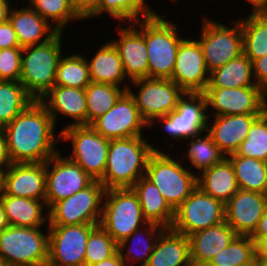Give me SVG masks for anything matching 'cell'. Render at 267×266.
Segmentation results:
<instances>
[{
    "mask_svg": "<svg viewBox=\"0 0 267 266\" xmlns=\"http://www.w3.org/2000/svg\"><path fill=\"white\" fill-rule=\"evenodd\" d=\"M9 225L7 216L5 214L4 208L2 206V203L0 201V233L6 229Z\"/></svg>",
    "mask_w": 267,
    "mask_h": 266,
    "instance_id": "54",
    "label": "cell"
},
{
    "mask_svg": "<svg viewBox=\"0 0 267 266\" xmlns=\"http://www.w3.org/2000/svg\"><path fill=\"white\" fill-rule=\"evenodd\" d=\"M246 2H249L251 6V13H260L264 8L266 4V0H246Z\"/></svg>",
    "mask_w": 267,
    "mask_h": 266,
    "instance_id": "53",
    "label": "cell"
},
{
    "mask_svg": "<svg viewBox=\"0 0 267 266\" xmlns=\"http://www.w3.org/2000/svg\"><path fill=\"white\" fill-rule=\"evenodd\" d=\"M35 99L19 81L0 80V129L8 125Z\"/></svg>",
    "mask_w": 267,
    "mask_h": 266,
    "instance_id": "37",
    "label": "cell"
},
{
    "mask_svg": "<svg viewBox=\"0 0 267 266\" xmlns=\"http://www.w3.org/2000/svg\"><path fill=\"white\" fill-rule=\"evenodd\" d=\"M87 59L91 82L111 84L128 90L131 81L126 77L118 50L109 40ZM127 80V81H126ZM128 84H127V83Z\"/></svg>",
    "mask_w": 267,
    "mask_h": 266,
    "instance_id": "26",
    "label": "cell"
},
{
    "mask_svg": "<svg viewBox=\"0 0 267 266\" xmlns=\"http://www.w3.org/2000/svg\"><path fill=\"white\" fill-rule=\"evenodd\" d=\"M256 266H267V261L256 260Z\"/></svg>",
    "mask_w": 267,
    "mask_h": 266,
    "instance_id": "56",
    "label": "cell"
},
{
    "mask_svg": "<svg viewBox=\"0 0 267 266\" xmlns=\"http://www.w3.org/2000/svg\"><path fill=\"white\" fill-rule=\"evenodd\" d=\"M61 141H71L72 153L67 157L78 164L94 180L104 176L110 140L90 125L71 126L60 131Z\"/></svg>",
    "mask_w": 267,
    "mask_h": 266,
    "instance_id": "11",
    "label": "cell"
},
{
    "mask_svg": "<svg viewBox=\"0 0 267 266\" xmlns=\"http://www.w3.org/2000/svg\"><path fill=\"white\" fill-rule=\"evenodd\" d=\"M106 139L145 136L148 124L142 119L134 98L125 91L114 106L90 125Z\"/></svg>",
    "mask_w": 267,
    "mask_h": 266,
    "instance_id": "17",
    "label": "cell"
},
{
    "mask_svg": "<svg viewBox=\"0 0 267 266\" xmlns=\"http://www.w3.org/2000/svg\"><path fill=\"white\" fill-rule=\"evenodd\" d=\"M250 237L255 243L258 240L267 237V209L259 220L257 228L254 230Z\"/></svg>",
    "mask_w": 267,
    "mask_h": 266,
    "instance_id": "49",
    "label": "cell"
},
{
    "mask_svg": "<svg viewBox=\"0 0 267 266\" xmlns=\"http://www.w3.org/2000/svg\"><path fill=\"white\" fill-rule=\"evenodd\" d=\"M74 10L84 20L90 17L99 9L100 0H71Z\"/></svg>",
    "mask_w": 267,
    "mask_h": 266,
    "instance_id": "46",
    "label": "cell"
},
{
    "mask_svg": "<svg viewBox=\"0 0 267 266\" xmlns=\"http://www.w3.org/2000/svg\"><path fill=\"white\" fill-rule=\"evenodd\" d=\"M164 229L165 227L162 225L148 223L122 240L118 244V252L125 266H135L136 264L146 266L157 239Z\"/></svg>",
    "mask_w": 267,
    "mask_h": 266,
    "instance_id": "29",
    "label": "cell"
},
{
    "mask_svg": "<svg viewBox=\"0 0 267 266\" xmlns=\"http://www.w3.org/2000/svg\"><path fill=\"white\" fill-rule=\"evenodd\" d=\"M150 7L146 0H100L99 9L90 18L108 14L119 23H133L155 17L158 13Z\"/></svg>",
    "mask_w": 267,
    "mask_h": 266,
    "instance_id": "36",
    "label": "cell"
},
{
    "mask_svg": "<svg viewBox=\"0 0 267 266\" xmlns=\"http://www.w3.org/2000/svg\"><path fill=\"white\" fill-rule=\"evenodd\" d=\"M257 86L253 63L244 54L210 72L206 88H241Z\"/></svg>",
    "mask_w": 267,
    "mask_h": 266,
    "instance_id": "32",
    "label": "cell"
},
{
    "mask_svg": "<svg viewBox=\"0 0 267 266\" xmlns=\"http://www.w3.org/2000/svg\"><path fill=\"white\" fill-rule=\"evenodd\" d=\"M21 48L9 19L0 24V49Z\"/></svg>",
    "mask_w": 267,
    "mask_h": 266,
    "instance_id": "45",
    "label": "cell"
},
{
    "mask_svg": "<svg viewBox=\"0 0 267 266\" xmlns=\"http://www.w3.org/2000/svg\"><path fill=\"white\" fill-rule=\"evenodd\" d=\"M160 14L144 19V39L148 53V78L171 79L177 50L185 39L177 24Z\"/></svg>",
    "mask_w": 267,
    "mask_h": 266,
    "instance_id": "5",
    "label": "cell"
},
{
    "mask_svg": "<svg viewBox=\"0 0 267 266\" xmlns=\"http://www.w3.org/2000/svg\"><path fill=\"white\" fill-rule=\"evenodd\" d=\"M239 189L267 194V162L240 155H228Z\"/></svg>",
    "mask_w": 267,
    "mask_h": 266,
    "instance_id": "33",
    "label": "cell"
},
{
    "mask_svg": "<svg viewBox=\"0 0 267 266\" xmlns=\"http://www.w3.org/2000/svg\"><path fill=\"white\" fill-rule=\"evenodd\" d=\"M132 86L139 90L138 93L137 90L135 92L132 89ZM127 91L134 98L139 113L147 124L175 110L180 98L185 94L171 79L160 78L133 80Z\"/></svg>",
    "mask_w": 267,
    "mask_h": 266,
    "instance_id": "12",
    "label": "cell"
},
{
    "mask_svg": "<svg viewBox=\"0 0 267 266\" xmlns=\"http://www.w3.org/2000/svg\"><path fill=\"white\" fill-rule=\"evenodd\" d=\"M12 7V3L0 2V24L9 19V13Z\"/></svg>",
    "mask_w": 267,
    "mask_h": 266,
    "instance_id": "52",
    "label": "cell"
},
{
    "mask_svg": "<svg viewBox=\"0 0 267 266\" xmlns=\"http://www.w3.org/2000/svg\"><path fill=\"white\" fill-rule=\"evenodd\" d=\"M144 137L110 140L104 176L99 180L105 189L131 188L146 174L150 156L155 151H166Z\"/></svg>",
    "mask_w": 267,
    "mask_h": 266,
    "instance_id": "2",
    "label": "cell"
},
{
    "mask_svg": "<svg viewBox=\"0 0 267 266\" xmlns=\"http://www.w3.org/2000/svg\"><path fill=\"white\" fill-rule=\"evenodd\" d=\"M209 110L204 93L185 92L180 98L175 110L165 116L153 119L148 124V127L152 128L155 123L157 125L160 124L159 126L163 128H161V132H166L167 138L170 137L171 143L168 145L173 149L176 140L177 142L180 140L184 143V140H188L207 131V112ZM154 121L156 122L154 123Z\"/></svg>",
    "mask_w": 267,
    "mask_h": 266,
    "instance_id": "7",
    "label": "cell"
},
{
    "mask_svg": "<svg viewBox=\"0 0 267 266\" xmlns=\"http://www.w3.org/2000/svg\"><path fill=\"white\" fill-rule=\"evenodd\" d=\"M236 236V232L226 221L187 236L192 266L210 263Z\"/></svg>",
    "mask_w": 267,
    "mask_h": 266,
    "instance_id": "25",
    "label": "cell"
},
{
    "mask_svg": "<svg viewBox=\"0 0 267 266\" xmlns=\"http://www.w3.org/2000/svg\"><path fill=\"white\" fill-rule=\"evenodd\" d=\"M203 93L211 109L208 116L263 114L267 110V94L259 86L206 88Z\"/></svg>",
    "mask_w": 267,
    "mask_h": 266,
    "instance_id": "16",
    "label": "cell"
},
{
    "mask_svg": "<svg viewBox=\"0 0 267 266\" xmlns=\"http://www.w3.org/2000/svg\"><path fill=\"white\" fill-rule=\"evenodd\" d=\"M8 226L0 233V257L9 266H47L49 230ZM45 233V234H44Z\"/></svg>",
    "mask_w": 267,
    "mask_h": 266,
    "instance_id": "8",
    "label": "cell"
},
{
    "mask_svg": "<svg viewBox=\"0 0 267 266\" xmlns=\"http://www.w3.org/2000/svg\"><path fill=\"white\" fill-rule=\"evenodd\" d=\"M63 33L50 41L22 48L20 83L35 99L42 98L55 84L56 70L63 55Z\"/></svg>",
    "mask_w": 267,
    "mask_h": 266,
    "instance_id": "3",
    "label": "cell"
},
{
    "mask_svg": "<svg viewBox=\"0 0 267 266\" xmlns=\"http://www.w3.org/2000/svg\"><path fill=\"white\" fill-rule=\"evenodd\" d=\"M202 266H218V265H213V264H210V263H206V264H204V265H202ZM228 266H233V265H228Z\"/></svg>",
    "mask_w": 267,
    "mask_h": 266,
    "instance_id": "59",
    "label": "cell"
},
{
    "mask_svg": "<svg viewBox=\"0 0 267 266\" xmlns=\"http://www.w3.org/2000/svg\"><path fill=\"white\" fill-rule=\"evenodd\" d=\"M56 127L45 106L33 101L2 128L12 163H43L58 153L61 136H56Z\"/></svg>",
    "mask_w": 267,
    "mask_h": 266,
    "instance_id": "1",
    "label": "cell"
},
{
    "mask_svg": "<svg viewBox=\"0 0 267 266\" xmlns=\"http://www.w3.org/2000/svg\"><path fill=\"white\" fill-rule=\"evenodd\" d=\"M209 74L200 43L185 38L178 47L171 80L184 92L203 93L209 83Z\"/></svg>",
    "mask_w": 267,
    "mask_h": 266,
    "instance_id": "19",
    "label": "cell"
},
{
    "mask_svg": "<svg viewBox=\"0 0 267 266\" xmlns=\"http://www.w3.org/2000/svg\"><path fill=\"white\" fill-rule=\"evenodd\" d=\"M146 266H192L188 237L172 228H165Z\"/></svg>",
    "mask_w": 267,
    "mask_h": 266,
    "instance_id": "28",
    "label": "cell"
},
{
    "mask_svg": "<svg viewBox=\"0 0 267 266\" xmlns=\"http://www.w3.org/2000/svg\"><path fill=\"white\" fill-rule=\"evenodd\" d=\"M225 221V204L196 187L174 210L171 228L189 236Z\"/></svg>",
    "mask_w": 267,
    "mask_h": 266,
    "instance_id": "13",
    "label": "cell"
},
{
    "mask_svg": "<svg viewBox=\"0 0 267 266\" xmlns=\"http://www.w3.org/2000/svg\"><path fill=\"white\" fill-rule=\"evenodd\" d=\"M260 13L267 15V0H266L265 8Z\"/></svg>",
    "mask_w": 267,
    "mask_h": 266,
    "instance_id": "58",
    "label": "cell"
},
{
    "mask_svg": "<svg viewBox=\"0 0 267 266\" xmlns=\"http://www.w3.org/2000/svg\"><path fill=\"white\" fill-rule=\"evenodd\" d=\"M267 209V194L239 189L225 204V221L237 235L251 236Z\"/></svg>",
    "mask_w": 267,
    "mask_h": 266,
    "instance_id": "20",
    "label": "cell"
},
{
    "mask_svg": "<svg viewBox=\"0 0 267 266\" xmlns=\"http://www.w3.org/2000/svg\"><path fill=\"white\" fill-rule=\"evenodd\" d=\"M137 194L142 213L148 223H156L165 228H171L174 219V210L165 198L145 175L131 187Z\"/></svg>",
    "mask_w": 267,
    "mask_h": 266,
    "instance_id": "30",
    "label": "cell"
},
{
    "mask_svg": "<svg viewBox=\"0 0 267 266\" xmlns=\"http://www.w3.org/2000/svg\"><path fill=\"white\" fill-rule=\"evenodd\" d=\"M105 187L99 180L48 208V225L99 224Z\"/></svg>",
    "mask_w": 267,
    "mask_h": 266,
    "instance_id": "10",
    "label": "cell"
},
{
    "mask_svg": "<svg viewBox=\"0 0 267 266\" xmlns=\"http://www.w3.org/2000/svg\"><path fill=\"white\" fill-rule=\"evenodd\" d=\"M62 55L56 70L54 86H67L85 89L90 84L89 67L81 53Z\"/></svg>",
    "mask_w": 267,
    "mask_h": 266,
    "instance_id": "39",
    "label": "cell"
},
{
    "mask_svg": "<svg viewBox=\"0 0 267 266\" xmlns=\"http://www.w3.org/2000/svg\"><path fill=\"white\" fill-rule=\"evenodd\" d=\"M0 201L10 226L42 228L45 223L48 224V209L45 200L15 197L2 193Z\"/></svg>",
    "mask_w": 267,
    "mask_h": 266,
    "instance_id": "27",
    "label": "cell"
},
{
    "mask_svg": "<svg viewBox=\"0 0 267 266\" xmlns=\"http://www.w3.org/2000/svg\"><path fill=\"white\" fill-rule=\"evenodd\" d=\"M3 174H4V171L0 170V196L3 193Z\"/></svg>",
    "mask_w": 267,
    "mask_h": 266,
    "instance_id": "55",
    "label": "cell"
},
{
    "mask_svg": "<svg viewBox=\"0 0 267 266\" xmlns=\"http://www.w3.org/2000/svg\"><path fill=\"white\" fill-rule=\"evenodd\" d=\"M261 115L234 114L208 116L207 132L211 135L216 146L227 157L237 151L240 144L247 137L250 126Z\"/></svg>",
    "mask_w": 267,
    "mask_h": 266,
    "instance_id": "23",
    "label": "cell"
},
{
    "mask_svg": "<svg viewBox=\"0 0 267 266\" xmlns=\"http://www.w3.org/2000/svg\"><path fill=\"white\" fill-rule=\"evenodd\" d=\"M25 6L16 8L13 5L9 13V21L16 32L21 48L44 44L59 33L29 5Z\"/></svg>",
    "mask_w": 267,
    "mask_h": 266,
    "instance_id": "24",
    "label": "cell"
},
{
    "mask_svg": "<svg viewBox=\"0 0 267 266\" xmlns=\"http://www.w3.org/2000/svg\"><path fill=\"white\" fill-rule=\"evenodd\" d=\"M210 264L218 266H255V242L250 236L237 235L233 241L211 260Z\"/></svg>",
    "mask_w": 267,
    "mask_h": 266,
    "instance_id": "41",
    "label": "cell"
},
{
    "mask_svg": "<svg viewBox=\"0 0 267 266\" xmlns=\"http://www.w3.org/2000/svg\"><path fill=\"white\" fill-rule=\"evenodd\" d=\"M39 101L47 109L55 126L58 115L74 120L66 123V125L63 123V129L71 126L87 125V103L84 89L53 86Z\"/></svg>",
    "mask_w": 267,
    "mask_h": 266,
    "instance_id": "22",
    "label": "cell"
},
{
    "mask_svg": "<svg viewBox=\"0 0 267 266\" xmlns=\"http://www.w3.org/2000/svg\"><path fill=\"white\" fill-rule=\"evenodd\" d=\"M185 142L188 147L185 152L183 151L181 156H184L180 157V159L182 158L181 160L183 162L185 161L186 164L188 160L189 163H191V167H187H189V169L192 168L193 172L198 170V172L201 173L203 170L220 163L226 157L213 142L211 135L207 131L185 140ZM193 167L196 171H194L195 169Z\"/></svg>",
    "mask_w": 267,
    "mask_h": 266,
    "instance_id": "34",
    "label": "cell"
},
{
    "mask_svg": "<svg viewBox=\"0 0 267 266\" xmlns=\"http://www.w3.org/2000/svg\"><path fill=\"white\" fill-rule=\"evenodd\" d=\"M95 180L78 164L60 152L46 161L47 209L55 202L66 199L90 186Z\"/></svg>",
    "mask_w": 267,
    "mask_h": 266,
    "instance_id": "15",
    "label": "cell"
},
{
    "mask_svg": "<svg viewBox=\"0 0 267 266\" xmlns=\"http://www.w3.org/2000/svg\"><path fill=\"white\" fill-rule=\"evenodd\" d=\"M267 162V110L250 126L245 140L234 154Z\"/></svg>",
    "mask_w": 267,
    "mask_h": 266,
    "instance_id": "42",
    "label": "cell"
},
{
    "mask_svg": "<svg viewBox=\"0 0 267 266\" xmlns=\"http://www.w3.org/2000/svg\"><path fill=\"white\" fill-rule=\"evenodd\" d=\"M202 17L200 43L209 72L221 67L243 54V33L240 21L233 20L232 26Z\"/></svg>",
    "mask_w": 267,
    "mask_h": 266,
    "instance_id": "9",
    "label": "cell"
},
{
    "mask_svg": "<svg viewBox=\"0 0 267 266\" xmlns=\"http://www.w3.org/2000/svg\"><path fill=\"white\" fill-rule=\"evenodd\" d=\"M91 266H125L123 259L119 252H117L114 256L107 258L99 263H96Z\"/></svg>",
    "mask_w": 267,
    "mask_h": 266,
    "instance_id": "51",
    "label": "cell"
},
{
    "mask_svg": "<svg viewBox=\"0 0 267 266\" xmlns=\"http://www.w3.org/2000/svg\"><path fill=\"white\" fill-rule=\"evenodd\" d=\"M174 156L167 151H155L148 160L145 174L173 210L197 187V173L184 166L185 162Z\"/></svg>",
    "mask_w": 267,
    "mask_h": 266,
    "instance_id": "4",
    "label": "cell"
},
{
    "mask_svg": "<svg viewBox=\"0 0 267 266\" xmlns=\"http://www.w3.org/2000/svg\"><path fill=\"white\" fill-rule=\"evenodd\" d=\"M11 164L6 137L2 129H0V170L5 171Z\"/></svg>",
    "mask_w": 267,
    "mask_h": 266,
    "instance_id": "48",
    "label": "cell"
},
{
    "mask_svg": "<svg viewBox=\"0 0 267 266\" xmlns=\"http://www.w3.org/2000/svg\"><path fill=\"white\" fill-rule=\"evenodd\" d=\"M144 218L137 194L132 188L106 189L99 225L119 244L134 231L144 227Z\"/></svg>",
    "mask_w": 267,
    "mask_h": 266,
    "instance_id": "6",
    "label": "cell"
},
{
    "mask_svg": "<svg viewBox=\"0 0 267 266\" xmlns=\"http://www.w3.org/2000/svg\"><path fill=\"white\" fill-rule=\"evenodd\" d=\"M249 13L238 20L243 33V54L253 63L267 54V15Z\"/></svg>",
    "mask_w": 267,
    "mask_h": 266,
    "instance_id": "35",
    "label": "cell"
},
{
    "mask_svg": "<svg viewBox=\"0 0 267 266\" xmlns=\"http://www.w3.org/2000/svg\"><path fill=\"white\" fill-rule=\"evenodd\" d=\"M256 260L267 261V237L255 243Z\"/></svg>",
    "mask_w": 267,
    "mask_h": 266,
    "instance_id": "50",
    "label": "cell"
},
{
    "mask_svg": "<svg viewBox=\"0 0 267 266\" xmlns=\"http://www.w3.org/2000/svg\"><path fill=\"white\" fill-rule=\"evenodd\" d=\"M0 2H2V3H11L12 1H10V0H0Z\"/></svg>",
    "mask_w": 267,
    "mask_h": 266,
    "instance_id": "60",
    "label": "cell"
},
{
    "mask_svg": "<svg viewBox=\"0 0 267 266\" xmlns=\"http://www.w3.org/2000/svg\"><path fill=\"white\" fill-rule=\"evenodd\" d=\"M196 173L197 187L224 204L239 190L232 164L227 157L211 168Z\"/></svg>",
    "mask_w": 267,
    "mask_h": 266,
    "instance_id": "31",
    "label": "cell"
},
{
    "mask_svg": "<svg viewBox=\"0 0 267 266\" xmlns=\"http://www.w3.org/2000/svg\"><path fill=\"white\" fill-rule=\"evenodd\" d=\"M253 76L257 86L267 94V54L253 62Z\"/></svg>",
    "mask_w": 267,
    "mask_h": 266,
    "instance_id": "47",
    "label": "cell"
},
{
    "mask_svg": "<svg viewBox=\"0 0 267 266\" xmlns=\"http://www.w3.org/2000/svg\"><path fill=\"white\" fill-rule=\"evenodd\" d=\"M0 266H9L8 263L0 257Z\"/></svg>",
    "mask_w": 267,
    "mask_h": 266,
    "instance_id": "57",
    "label": "cell"
},
{
    "mask_svg": "<svg viewBox=\"0 0 267 266\" xmlns=\"http://www.w3.org/2000/svg\"><path fill=\"white\" fill-rule=\"evenodd\" d=\"M28 2L33 10L59 32H63L67 24L73 20L78 22L82 20L74 10L71 0H28Z\"/></svg>",
    "mask_w": 267,
    "mask_h": 266,
    "instance_id": "40",
    "label": "cell"
},
{
    "mask_svg": "<svg viewBox=\"0 0 267 266\" xmlns=\"http://www.w3.org/2000/svg\"><path fill=\"white\" fill-rule=\"evenodd\" d=\"M87 103V125L110 110L125 92L123 87L90 82L84 89Z\"/></svg>",
    "mask_w": 267,
    "mask_h": 266,
    "instance_id": "38",
    "label": "cell"
},
{
    "mask_svg": "<svg viewBox=\"0 0 267 266\" xmlns=\"http://www.w3.org/2000/svg\"><path fill=\"white\" fill-rule=\"evenodd\" d=\"M97 225H48L47 266H85L86 244Z\"/></svg>",
    "mask_w": 267,
    "mask_h": 266,
    "instance_id": "14",
    "label": "cell"
},
{
    "mask_svg": "<svg viewBox=\"0 0 267 266\" xmlns=\"http://www.w3.org/2000/svg\"><path fill=\"white\" fill-rule=\"evenodd\" d=\"M117 26L116 33L119 38L110 41L118 50L126 77L129 81L148 78V53L144 39V19L127 23V27L122 23Z\"/></svg>",
    "mask_w": 267,
    "mask_h": 266,
    "instance_id": "18",
    "label": "cell"
},
{
    "mask_svg": "<svg viewBox=\"0 0 267 266\" xmlns=\"http://www.w3.org/2000/svg\"><path fill=\"white\" fill-rule=\"evenodd\" d=\"M118 252V243L97 225L89 234L85 249V266H91Z\"/></svg>",
    "mask_w": 267,
    "mask_h": 266,
    "instance_id": "43",
    "label": "cell"
},
{
    "mask_svg": "<svg viewBox=\"0 0 267 266\" xmlns=\"http://www.w3.org/2000/svg\"><path fill=\"white\" fill-rule=\"evenodd\" d=\"M46 162L12 163L3 174V193L15 197L45 200Z\"/></svg>",
    "mask_w": 267,
    "mask_h": 266,
    "instance_id": "21",
    "label": "cell"
},
{
    "mask_svg": "<svg viewBox=\"0 0 267 266\" xmlns=\"http://www.w3.org/2000/svg\"><path fill=\"white\" fill-rule=\"evenodd\" d=\"M22 48L0 49V80L20 81Z\"/></svg>",
    "mask_w": 267,
    "mask_h": 266,
    "instance_id": "44",
    "label": "cell"
}]
</instances>
